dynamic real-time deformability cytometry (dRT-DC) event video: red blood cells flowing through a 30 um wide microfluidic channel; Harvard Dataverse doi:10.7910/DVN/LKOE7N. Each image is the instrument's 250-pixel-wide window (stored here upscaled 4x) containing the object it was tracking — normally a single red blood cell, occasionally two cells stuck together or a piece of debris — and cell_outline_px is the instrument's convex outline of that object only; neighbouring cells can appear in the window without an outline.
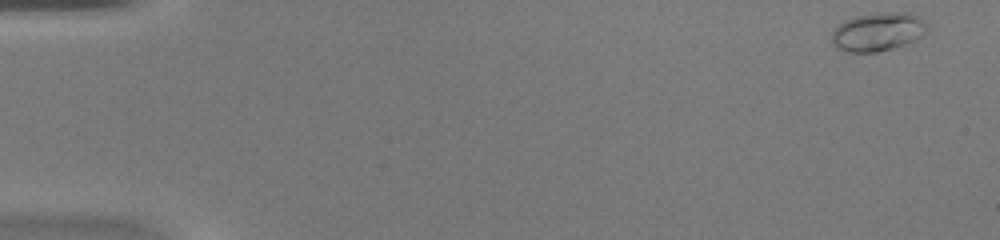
{"species": "common noctule bat (a hibernating species)", "species_latin": "Nyctalus noctula", "temperature_condition": "warm", "stored_images_in_passage": 8, "camera_frame_rate_fps": 3000, "um_per_image_px": 0.085, "animal": {"sex": "female", "body_mass_g": 20.0, "forearm_length_mm": 54.0}, "frame": {"image": 1, "passage_image": 1, "time_ms": 0.0, "image_size_px": [1000, 240], "cell_outline_px": [[928, 28], [916, 40], [892, 48], [876, 52], [848, 52], [836, 48], [832, 44], [832, 32], [844, 20], [856, 16], [880, 12], [908, 12], [920, 16], [924, 20]], "centroid_in_image_um": [74.62, 2.69], "position_along_channel_um": 10.4, "area_um2": 21.44}}